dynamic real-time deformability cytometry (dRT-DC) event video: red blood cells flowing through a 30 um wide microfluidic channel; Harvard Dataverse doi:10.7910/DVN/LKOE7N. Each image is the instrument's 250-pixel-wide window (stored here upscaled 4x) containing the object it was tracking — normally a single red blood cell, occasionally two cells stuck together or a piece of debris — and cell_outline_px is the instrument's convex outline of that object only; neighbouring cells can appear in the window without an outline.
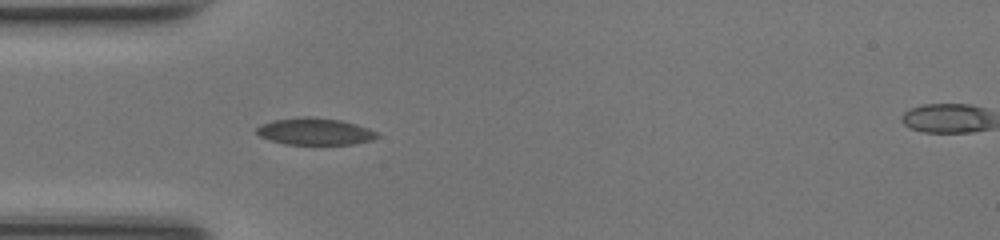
{"species": "common noctule bat (a hibernating species)", "species_latin": "Nyctalus noctula", "temperature_condition": "room temperature", "stored_images_in_passage": 44, "camera_frame_rate_fps": 3000, "um_per_image_px": 0.085, "animal": {"sex": "female", "body_mass_g": 17.0, "forearm_length_mm": 48.0}, "frame": {"image": 1, "passage_image": 10, "time_ms": 3.0, "image_size_px": [1000, 240], "cell_outline_px": [[380, 136], [372, 140], [352, 144], [284, 144], [260, 136], [256, 132], [256, 128], [260, 124], [272, 120], [304, 116], [308, 116], [340, 120], [356, 124], [368, 128], [376, 132]], "centroid_in_image_um": [26.75, 11.17], "position_along_channel_um": 58.2, "area_um2": 18.84}}
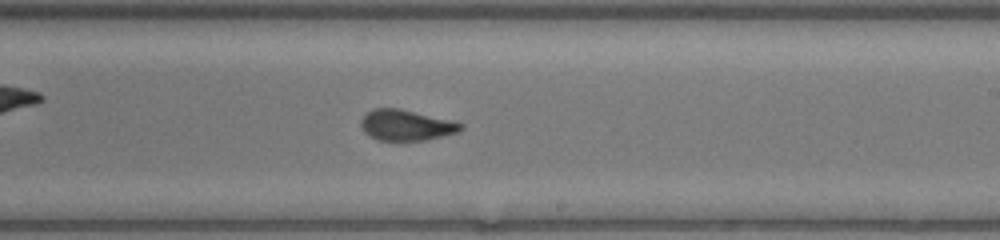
{"frame": {"image": 2, "passage_image": 24, "time_ms": 7.667, "image_size_px": [1000, 240], "cell_outline_px": [[464, 128], [456, 132], [428, 140], [396, 144], [376, 140], [364, 132], [360, 124], [360, 120], [372, 108], [400, 108], [464, 124]], "centroid_in_image_um": [34.47, 10.69], "position_along_channel_um": 254.5, "area_um2": 18.5}}
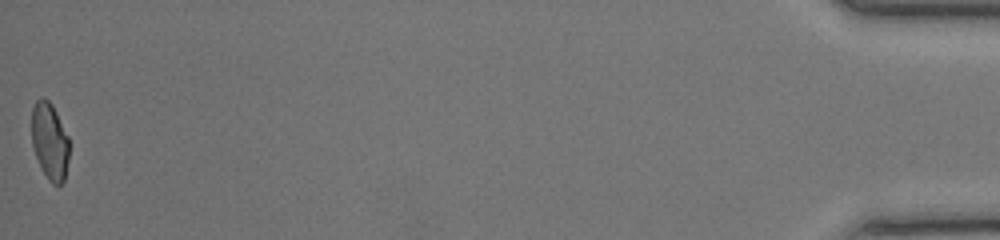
{"frame": {"image": 3, "passage_image": 44, "time_ms": 14.333, "image_size_px": [1000, 240], "cell_outline_px": [[68, 160], [64, 180], [60, 184], [52, 184], [48, 180], [36, 156], [32, 144], [32, 108], [36, 100], [40, 96], [44, 96], [52, 104], [68, 136]], "centroid_in_image_um": [4.22, 11.96], "position_along_channel_um": 431.0, "area_um2": 16.7}, "authors_computed_cell_mechanics": {"area_um2": 18.0336, "velocity_mm_per_s": 4.2551, "shape_relaxation_time_tau1_ms": 5.1973, "shape_relaxation_time_tau2_ms": 0.7271, "deformation_change_tau1": 0.1584, "deformation_change_tau2": 0.0588}}